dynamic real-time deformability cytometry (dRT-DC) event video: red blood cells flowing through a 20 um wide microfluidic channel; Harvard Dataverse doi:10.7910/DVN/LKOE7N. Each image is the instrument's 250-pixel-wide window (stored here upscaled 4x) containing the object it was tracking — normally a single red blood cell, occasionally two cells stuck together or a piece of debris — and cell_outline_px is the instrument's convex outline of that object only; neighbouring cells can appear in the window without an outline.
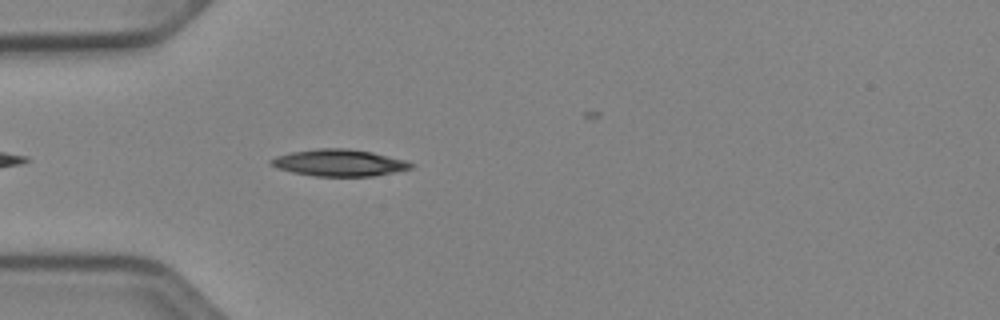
{"species": "Egyptian fruit bat (a non-hibernating species)", "species_latin": "Rousettus aegyptiacus", "temperature_condition": "cold", "stored_images_in_passage": 20, "camera_frame_rate_fps": 3000, "um_per_image_px": 0.085, "animal": {"sex": "female"}, "frame": {"image": 1, "passage_image": 4, "time_ms": 1.0, "image_size_px": [1000, 320], "cell_outline_px": [[416, 164], [412, 168], [396, 172], [376, 176], [316, 176], [292, 172], [268, 164], [268, 160], [276, 156], [292, 152], [316, 148], [348, 148], [372, 152], [404, 160]], "centroid_in_image_um": [28.84, 13.83], "position_along_channel_um": 56.2, "area_um2": 21.91}}
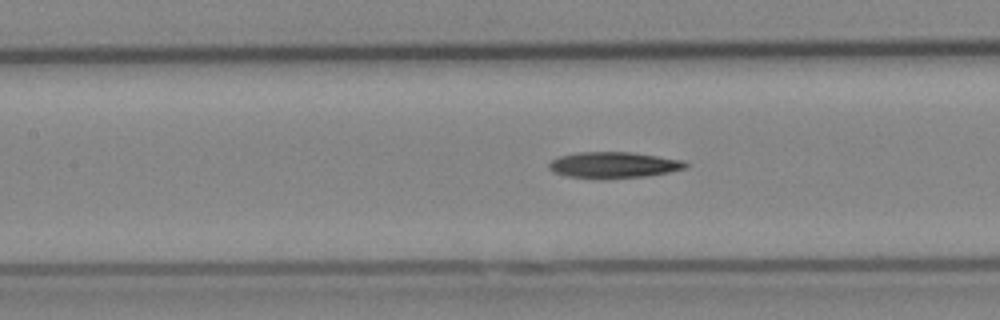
{"frame": {"image": 2, "passage_image": 9, "time_ms": 2.667, "image_size_px": [1000, 320], "cell_outline_px": [[688, 168], [648, 176], [604, 180], [568, 176], [552, 172], [548, 168], [548, 164], [552, 160], [560, 156], [576, 152], [632, 152], [684, 160], [688, 164]], "centroid_in_image_um": [52.16, 14.04], "position_along_channel_um": 155.2, "area_um2": 21.21}}